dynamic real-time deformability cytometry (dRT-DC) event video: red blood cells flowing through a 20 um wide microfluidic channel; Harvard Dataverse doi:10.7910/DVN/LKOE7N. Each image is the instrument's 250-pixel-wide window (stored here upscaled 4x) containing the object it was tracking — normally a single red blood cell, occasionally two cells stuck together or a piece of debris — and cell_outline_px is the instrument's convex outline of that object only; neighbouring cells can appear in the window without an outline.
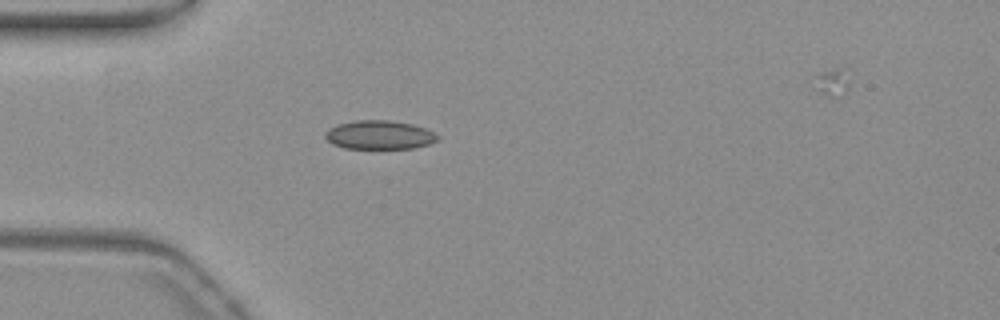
{"species": "common noctule bat (a hibernating species)", "species_latin": "Nyctalus noctula", "temperature_condition": "warm", "stored_images_in_passage": 39, "camera_frame_rate_fps": 3000, "um_per_image_px": 0.085, "animal": {"sex": "female", "body_mass_g": 19.3, "forearm_length_mm": 54.1}, "frame": {"image": 1, "passage_image": 1, "time_ms": 0.0, "image_size_px": [1000, 320], "cell_outline_px": [[440, 140], [428, 144], [412, 148], [344, 148], [332, 144], [324, 136], [324, 132], [328, 128], [336, 124], [352, 120], [388, 120], [412, 124], [424, 128], [440, 136]], "centroid_in_image_um": [32.21, 11.46], "position_along_channel_um": 52.8, "area_um2": 18.96}}
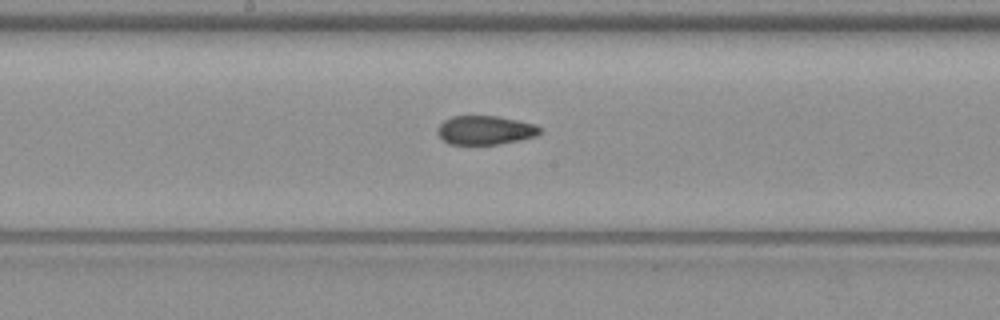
{"frame": {"image": 2, "passage_image": 14, "time_ms": 4.333, "image_size_px": [1000, 320], "cell_outline_px": [[544, 132], [536, 136], [520, 140], [500, 144], [448, 144], [440, 140], [436, 132], [436, 128], [444, 120], [452, 116], [496, 116], [536, 124], [544, 128]], "centroid_in_image_um": [41.25, 11.07], "position_along_channel_um": 207.0, "area_um2": 17.63}}
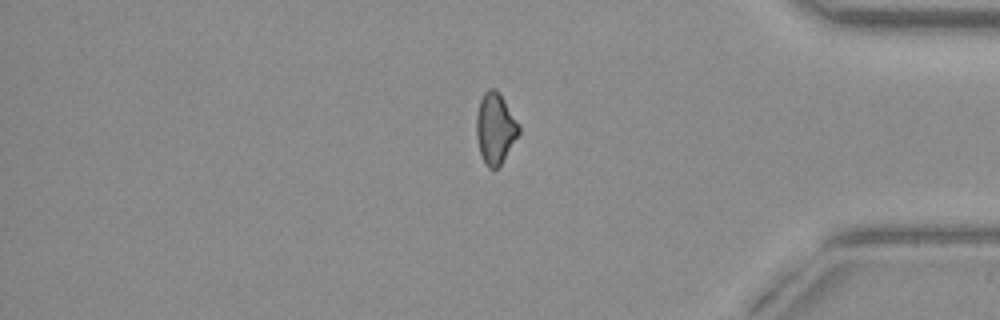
{"frame": {"image": 3, "passage_image": 31, "time_ms": 10.0, "image_size_px": [1000, 320], "cell_outline_px": [[520, 132], [500, 164], [496, 168], [488, 168], [484, 164], [480, 152], [476, 136], [476, 116], [480, 100], [484, 92], [488, 88], [496, 88], [520, 124]], "centroid_in_image_um": [42.08, 10.88], "position_along_channel_um": 393.1, "area_um2": 17.46}}